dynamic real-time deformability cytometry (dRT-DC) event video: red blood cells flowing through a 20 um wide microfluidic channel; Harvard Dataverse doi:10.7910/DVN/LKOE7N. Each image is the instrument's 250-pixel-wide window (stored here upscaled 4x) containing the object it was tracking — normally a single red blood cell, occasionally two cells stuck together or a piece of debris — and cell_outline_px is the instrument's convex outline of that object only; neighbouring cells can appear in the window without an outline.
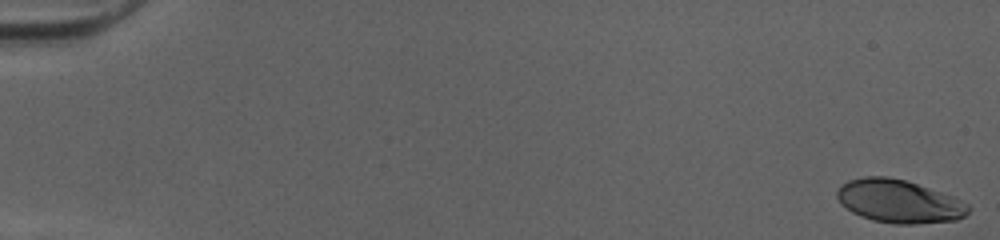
{"species": "human", "species_latin": "Homo sapiens", "temperature_condition": "cold", "stored_images_in_passage": 45, "camera_frame_rate_fps": 3000, "um_per_image_px": 0.085, "donor": {"sex": "female"}, "frame": {"image": 1, "passage_image": 1, "time_ms": 0.0, "image_size_px": [1000, 240], "cell_outline_px": [[972, 208], [964, 216], [956, 220], [916, 224], [896, 224], [872, 220], [860, 216], [852, 212], [840, 204], [836, 196], [836, 192], [840, 184], [848, 180], [864, 176], [888, 176], [904, 180], [952, 196], [968, 204]], "centroid_in_image_um": [76.37, 17.11], "position_along_channel_um": 8.6, "area_um2": 33.06}}
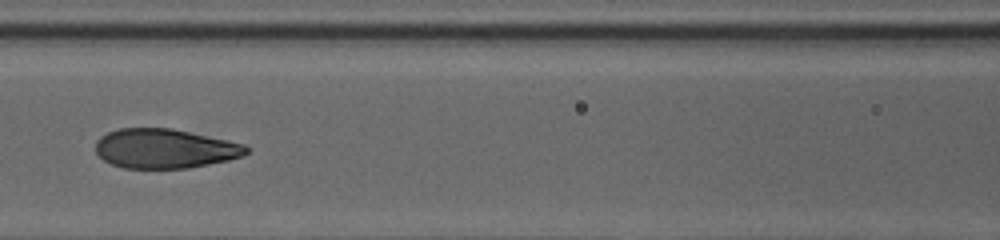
{"frame": {"image": 2, "passage_image": 25, "time_ms": 8.0, "image_size_px": [1000, 240], "cell_outline_px": [[248, 152], [240, 156], [228, 160], [188, 168], [124, 168], [112, 164], [104, 160], [96, 152], [96, 140], [100, 136], [108, 132], [120, 128], [172, 128], [244, 144], [248, 148]], "centroid_in_image_um": [13.97, 12.62], "position_along_channel_um": 152.6, "area_um2": 34.39}}
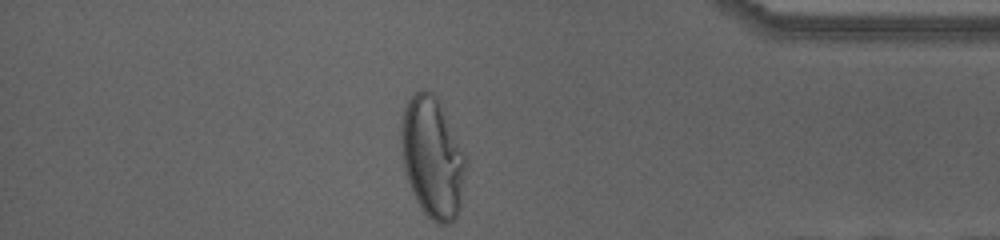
{"frame": {"image": 3, "passage_image": 45, "time_ms": 14.667, "image_size_px": [1000, 240], "cell_outline_px": [[468, 156], [460, 208], [456, 220], [448, 224], [436, 224], [424, 212], [416, 200], [412, 192], [404, 168], [400, 140], [400, 124], [404, 104], [420, 88], [424, 88], [432, 92], [440, 104]], "centroid_in_image_um": [36.77, 13.38], "position_along_channel_um": 398.4, "area_um2": 46.18}, "authors_computed_cell_mechanics": {"area_um2": 35.3736, "velocity_mm_per_s": 4.059, "shape_relaxation_time_tau1_ms": 4.8857, "shape_relaxation_time_tau2_ms": null, "deformation_change_tau1": 0.2302, "deformation_change_tau2": null}}